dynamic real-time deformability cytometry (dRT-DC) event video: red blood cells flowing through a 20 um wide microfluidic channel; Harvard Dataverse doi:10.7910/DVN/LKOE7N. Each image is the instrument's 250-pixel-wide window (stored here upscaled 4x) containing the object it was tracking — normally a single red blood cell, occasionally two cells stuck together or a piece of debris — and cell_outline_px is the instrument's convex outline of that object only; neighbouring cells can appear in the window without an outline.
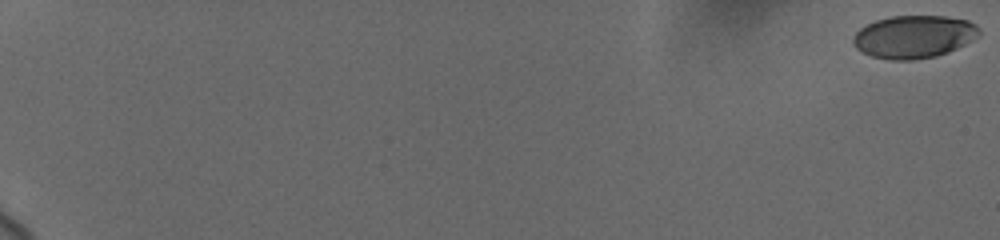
{"species": "human", "species_latin": "Homo sapiens", "temperature_condition": "cold", "stored_images_in_passage": 30, "camera_frame_rate_fps": 3000, "um_per_image_px": 0.085, "donor": {"sex": "female"}, "frame": {"image": 1, "passage_image": 1, "time_ms": 0.0, "image_size_px": [1000, 240], "cell_outline_px": [[980, 36], [948, 52], [936, 56], [912, 60], [892, 60], [872, 56], [856, 48], [852, 44], [852, 36], [860, 28], [876, 20], [892, 16], [948, 16], [968, 20], [976, 24], [980, 28]], "centroid_in_image_um": [77.69, 3.11], "position_along_channel_um": 7.3, "area_um2": 31.5}}
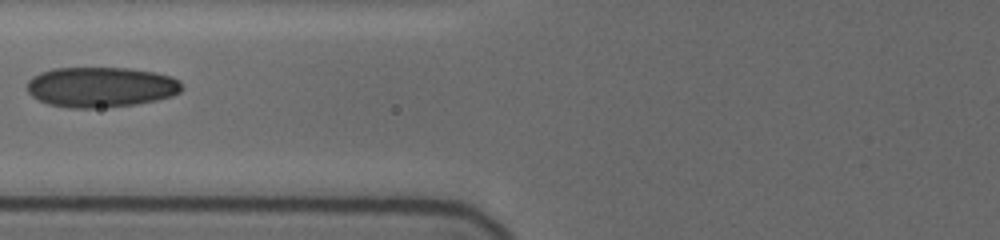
{"frame": {"image": 2, "passage_image": 26, "time_ms": 9.333, "image_size_px": [1000, 240], "cell_outline_px": [[184, 88], [180, 92], [172, 96], [156, 100], [136, 104], [92, 108], [68, 108], [48, 104], [32, 96], [28, 92], [28, 80], [32, 76], [40, 72], [52, 68], [128, 68], [156, 72], [172, 76], [180, 80]], "centroid_in_image_um": [8.6, 7.39], "position_along_channel_um": 117.2, "area_um2": 36.53}}
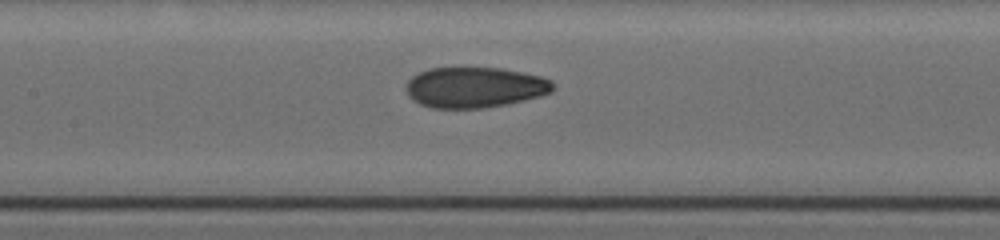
{"frame": {"image": 3, "passage_image": 30, "time_ms": 10.667, "image_size_px": [1000, 240], "cell_outline_px": [[552, 92], [540, 96], [524, 100], [484, 108], [432, 108], [420, 104], [412, 100], [408, 96], [408, 80], [412, 76], [428, 68], [464, 64], [500, 68], [540, 76], [552, 80]], "centroid_in_image_um": [40.31, 7.38], "position_along_channel_um": 167.1, "area_um2": 35.55}}